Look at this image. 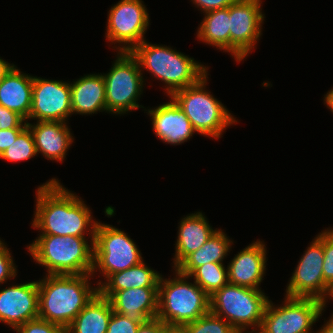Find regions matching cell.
Here are the masks:
<instances>
[{
	"instance_id": "41",
	"label": "cell",
	"mask_w": 333,
	"mask_h": 333,
	"mask_svg": "<svg viewBox=\"0 0 333 333\" xmlns=\"http://www.w3.org/2000/svg\"><path fill=\"white\" fill-rule=\"evenodd\" d=\"M328 299L330 300H333V286L330 288V290H329V294H328V296H327V298H326V301L324 302V307H326V304H327V302H328Z\"/></svg>"
},
{
	"instance_id": "32",
	"label": "cell",
	"mask_w": 333,
	"mask_h": 333,
	"mask_svg": "<svg viewBox=\"0 0 333 333\" xmlns=\"http://www.w3.org/2000/svg\"><path fill=\"white\" fill-rule=\"evenodd\" d=\"M16 267L9 248L0 239V284L16 277L18 273Z\"/></svg>"
},
{
	"instance_id": "3",
	"label": "cell",
	"mask_w": 333,
	"mask_h": 333,
	"mask_svg": "<svg viewBox=\"0 0 333 333\" xmlns=\"http://www.w3.org/2000/svg\"><path fill=\"white\" fill-rule=\"evenodd\" d=\"M131 53L136 57L141 71H149L152 77L165 84V93L173 92L197 83L208 73L209 67L172 47L151 44L144 40Z\"/></svg>"
},
{
	"instance_id": "18",
	"label": "cell",
	"mask_w": 333,
	"mask_h": 333,
	"mask_svg": "<svg viewBox=\"0 0 333 333\" xmlns=\"http://www.w3.org/2000/svg\"><path fill=\"white\" fill-rule=\"evenodd\" d=\"M108 299L114 312L140 324L157 317L158 287L120 290L114 292Z\"/></svg>"
},
{
	"instance_id": "13",
	"label": "cell",
	"mask_w": 333,
	"mask_h": 333,
	"mask_svg": "<svg viewBox=\"0 0 333 333\" xmlns=\"http://www.w3.org/2000/svg\"><path fill=\"white\" fill-rule=\"evenodd\" d=\"M262 0H237L229 6L230 54L240 62L256 47L265 15Z\"/></svg>"
},
{
	"instance_id": "21",
	"label": "cell",
	"mask_w": 333,
	"mask_h": 333,
	"mask_svg": "<svg viewBox=\"0 0 333 333\" xmlns=\"http://www.w3.org/2000/svg\"><path fill=\"white\" fill-rule=\"evenodd\" d=\"M72 114L106 112L105 81L102 74H87L70 83Z\"/></svg>"
},
{
	"instance_id": "16",
	"label": "cell",
	"mask_w": 333,
	"mask_h": 333,
	"mask_svg": "<svg viewBox=\"0 0 333 333\" xmlns=\"http://www.w3.org/2000/svg\"><path fill=\"white\" fill-rule=\"evenodd\" d=\"M169 102L147 111L151 117L153 131L163 143L180 145L196 133L185 112L171 98Z\"/></svg>"
},
{
	"instance_id": "40",
	"label": "cell",
	"mask_w": 333,
	"mask_h": 333,
	"mask_svg": "<svg viewBox=\"0 0 333 333\" xmlns=\"http://www.w3.org/2000/svg\"><path fill=\"white\" fill-rule=\"evenodd\" d=\"M324 104H326L327 108L331 110L333 113V88L330 89L327 94L324 95Z\"/></svg>"
},
{
	"instance_id": "25",
	"label": "cell",
	"mask_w": 333,
	"mask_h": 333,
	"mask_svg": "<svg viewBox=\"0 0 333 333\" xmlns=\"http://www.w3.org/2000/svg\"><path fill=\"white\" fill-rule=\"evenodd\" d=\"M228 237L223 230L218 229L202 247L188 255L175 269L189 276L197 267L207 263H223L233 244V240Z\"/></svg>"
},
{
	"instance_id": "33",
	"label": "cell",
	"mask_w": 333,
	"mask_h": 333,
	"mask_svg": "<svg viewBox=\"0 0 333 333\" xmlns=\"http://www.w3.org/2000/svg\"><path fill=\"white\" fill-rule=\"evenodd\" d=\"M141 324L113 311L106 333H137Z\"/></svg>"
},
{
	"instance_id": "15",
	"label": "cell",
	"mask_w": 333,
	"mask_h": 333,
	"mask_svg": "<svg viewBox=\"0 0 333 333\" xmlns=\"http://www.w3.org/2000/svg\"><path fill=\"white\" fill-rule=\"evenodd\" d=\"M38 281L11 285L0 290V322L16 329L27 321L38 318Z\"/></svg>"
},
{
	"instance_id": "23",
	"label": "cell",
	"mask_w": 333,
	"mask_h": 333,
	"mask_svg": "<svg viewBox=\"0 0 333 333\" xmlns=\"http://www.w3.org/2000/svg\"><path fill=\"white\" fill-rule=\"evenodd\" d=\"M161 274L141 261L124 271L111 274L106 280L97 282L99 293L109 298L114 292L129 288L158 287Z\"/></svg>"
},
{
	"instance_id": "42",
	"label": "cell",
	"mask_w": 333,
	"mask_h": 333,
	"mask_svg": "<svg viewBox=\"0 0 333 333\" xmlns=\"http://www.w3.org/2000/svg\"><path fill=\"white\" fill-rule=\"evenodd\" d=\"M169 333H185L181 328H172Z\"/></svg>"
},
{
	"instance_id": "10",
	"label": "cell",
	"mask_w": 333,
	"mask_h": 333,
	"mask_svg": "<svg viewBox=\"0 0 333 333\" xmlns=\"http://www.w3.org/2000/svg\"><path fill=\"white\" fill-rule=\"evenodd\" d=\"M284 298L278 306L269 299L256 333H315L312 326L322 316L324 303L313 298Z\"/></svg>"
},
{
	"instance_id": "27",
	"label": "cell",
	"mask_w": 333,
	"mask_h": 333,
	"mask_svg": "<svg viewBox=\"0 0 333 333\" xmlns=\"http://www.w3.org/2000/svg\"><path fill=\"white\" fill-rule=\"evenodd\" d=\"M189 277L211 296L228 283V267L223 263H207L197 267Z\"/></svg>"
},
{
	"instance_id": "34",
	"label": "cell",
	"mask_w": 333,
	"mask_h": 333,
	"mask_svg": "<svg viewBox=\"0 0 333 333\" xmlns=\"http://www.w3.org/2000/svg\"><path fill=\"white\" fill-rule=\"evenodd\" d=\"M26 127L27 121L21 115L0 105V130Z\"/></svg>"
},
{
	"instance_id": "7",
	"label": "cell",
	"mask_w": 333,
	"mask_h": 333,
	"mask_svg": "<svg viewBox=\"0 0 333 333\" xmlns=\"http://www.w3.org/2000/svg\"><path fill=\"white\" fill-rule=\"evenodd\" d=\"M210 312L240 332L256 333L269 301L263 290L227 283L209 298ZM253 328L252 331H247Z\"/></svg>"
},
{
	"instance_id": "26",
	"label": "cell",
	"mask_w": 333,
	"mask_h": 333,
	"mask_svg": "<svg viewBox=\"0 0 333 333\" xmlns=\"http://www.w3.org/2000/svg\"><path fill=\"white\" fill-rule=\"evenodd\" d=\"M204 18L197 30V38L217 50L230 53L229 6L224 9L204 13Z\"/></svg>"
},
{
	"instance_id": "11",
	"label": "cell",
	"mask_w": 333,
	"mask_h": 333,
	"mask_svg": "<svg viewBox=\"0 0 333 333\" xmlns=\"http://www.w3.org/2000/svg\"><path fill=\"white\" fill-rule=\"evenodd\" d=\"M147 8L142 0H120L108 12L106 40L114 50L131 52L142 43L150 24ZM123 44V45H122Z\"/></svg>"
},
{
	"instance_id": "6",
	"label": "cell",
	"mask_w": 333,
	"mask_h": 333,
	"mask_svg": "<svg viewBox=\"0 0 333 333\" xmlns=\"http://www.w3.org/2000/svg\"><path fill=\"white\" fill-rule=\"evenodd\" d=\"M208 73L197 83L173 92L171 97L181 108L198 134L219 139L226 128L237 123L234 115L206 90Z\"/></svg>"
},
{
	"instance_id": "12",
	"label": "cell",
	"mask_w": 333,
	"mask_h": 333,
	"mask_svg": "<svg viewBox=\"0 0 333 333\" xmlns=\"http://www.w3.org/2000/svg\"><path fill=\"white\" fill-rule=\"evenodd\" d=\"M298 261L286 286L287 297L313 298L326 301L330 287L324 281L322 231L310 243Z\"/></svg>"
},
{
	"instance_id": "24",
	"label": "cell",
	"mask_w": 333,
	"mask_h": 333,
	"mask_svg": "<svg viewBox=\"0 0 333 333\" xmlns=\"http://www.w3.org/2000/svg\"><path fill=\"white\" fill-rule=\"evenodd\" d=\"M113 309L99 292L66 328V333H106Z\"/></svg>"
},
{
	"instance_id": "39",
	"label": "cell",
	"mask_w": 333,
	"mask_h": 333,
	"mask_svg": "<svg viewBox=\"0 0 333 333\" xmlns=\"http://www.w3.org/2000/svg\"><path fill=\"white\" fill-rule=\"evenodd\" d=\"M315 333H333V313L330 319L324 323L319 331H315Z\"/></svg>"
},
{
	"instance_id": "35",
	"label": "cell",
	"mask_w": 333,
	"mask_h": 333,
	"mask_svg": "<svg viewBox=\"0 0 333 333\" xmlns=\"http://www.w3.org/2000/svg\"><path fill=\"white\" fill-rule=\"evenodd\" d=\"M196 8L206 13L212 10L224 9L235 3L237 0H191Z\"/></svg>"
},
{
	"instance_id": "14",
	"label": "cell",
	"mask_w": 333,
	"mask_h": 333,
	"mask_svg": "<svg viewBox=\"0 0 333 333\" xmlns=\"http://www.w3.org/2000/svg\"><path fill=\"white\" fill-rule=\"evenodd\" d=\"M71 115L70 82L33 76L32 105L28 120L67 122Z\"/></svg>"
},
{
	"instance_id": "9",
	"label": "cell",
	"mask_w": 333,
	"mask_h": 333,
	"mask_svg": "<svg viewBox=\"0 0 333 333\" xmlns=\"http://www.w3.org/2000/svg\"><path fill=\"white\" fill-rule=\"evenodd\" d=\"M143 260L141 251L127 233L112 225L97 223L92 276L99 271L106 280L111 274L124 271Z\"/></svg>"
},
{
	"instance_id": "8",
	"label": "cell",
	"mask_w": 333,
	"mask_h": 333,
	"mask_svg": "<svg viewBox=\"0 0 333 333\" xmlns=\"http://www.w3.org/2000/svg\"><path fill=\"white\" fill-rule=\"evenodd\" d=\"M138 60L131 52L118 51L108 73L102 74L105 81L106 112L126 114L145 108L138 103L145 80Z\"/></svg>"
},
{
	"instance_id": "4",
	"label": "cell",
	"mask_w": 333,
	"mask_h": 333,
	"mask_svg": "<svg viewBox=\"0 0 333 333\" xmlns=\"http://www.w3.org/2000/svg\"><path fill=\"white\" fill-rule=\"evenodd\" d=\"M27 249L46 274H91L93 269L94 243L86 237L39 235Z\"/></svg>"
},
{
	"instance_id": "30",
	"label": "cell",
	"mask_w": 333,
	"mask_h": 333,
	"mask_svg": "<svg viewBox=\"0 0 333 333\" xmlns=\"http://www.w3.org/2000/svg\"><path fill=\"white\" fill-rule=\"evenodd\" d=\"M322 246L324 281L331 288L333 286V228L322 231Z\"/></svg>"
},
{
	"instance_id": "1",
	"label": "cell",
	"mask_w": 333,
	"mask_h": 333,
	"mask_svg": "<svg viewBox=\"0 0 333 333\" xmlns=\"http://www.w3.org/2000/svg\"><path fill=\"white\" fill-rule=\"evenodd\" d=\"M35 198L32 227L41 231L38 235L86 237V234L94 243L98 221L93 220L82 198L63 187L58 179L40 185Z\"/></svg>"
},
{
	"instance_id": "37",
	"label": "cell",
	"mask_w": 333,
	"mask_h": 333,
	"mask_svg": "<svg viewBox=\"0 0 333 333\" xmlns=\"http://www.w3.org/2000/svg\"><path fill=\"white\" fill-rule=\"evenodd\" d=\"M25 128H13L0 130V155L8 148L12 142H15L18 135Z\"/></svg>"
},
{
	"instance_id": "22",
	"label": "cell",
	"mask_w": 333,
	"mask_h": 333,
	"mask_svg": "<svg viewBox=\"0 0 333 333\" xmlns=\"http://www.w3.org/2000/svg\"><path fill=\"white\" fill-rule=\"evenodd\" d=\"M33 76L13 66L0 84V105L21 115L27 122L32 105Z\"/></svg>"
},
{
	"instance_id": "36",
	"label": "cell",
	"mask_w": 333,
	"mask_h": 333,
	"mask_svg": "<svg viewBox=\"0 0 333 333\" xmlns=\"http://www.w3.org/2000/svg\"><path fill=\"white\" fill-rule=\"evenodd\" d=\"M171 329L158 318H155L141 324L137 333H169Z\"/></svg>"
},
{
	"instance_id": "29",
	"label": "cell",
	"mask_w": 333,
	"mask_h": 333,
	"mask_svg": "<svg viewBox=\"0 0 333 333\" xmlns=\"http://www.w3.org/2000/svg\"><path fill=\"white\" fill-rule=\"evenodd\" d=\"M181 329L185 333H239L226 320L210 311Z\"/></svg>"
},
{
	"instance_id": "19",
	"label": "cell",
	"mask_w": 333,
	"mask_h": 333,
	"mask_svg": "<svg viewBox=\"0 0 333 333\" xmlns=\"http://www.w3.org/2000/svg\"><path fill=\"white\" fill-rule=\"evenodd\" d=\"M27 126L33 134L37 154L62 163L74 141L67 122L36 121L35 124L27 122Z\"/></svg>"
},
{
	"instance_id": "20",
	"label": "cell",
	"mask_w": 333,
	"mask_h": 333,
	"mask_svg": "<svg viewBox=\"0 0 333 333\" xmlns=\"http://www.w3.org/2000/svg\"><path fill=\"white\" fill-rule=\"evenodd\" d=\"M178 238L175 243L173 269L188 255L197 251L218 230L213 229L202 212H195L182 218L178 226Z\"/></svg>"
},
{
	"instance_id": "17",
	"label": "cell",
	"mask_w": 333,
	"mask_h": 333,
	"mask_svg": "<svg viewBox=\"0 0 333 333\" xmlns=\"http://www.w3.org/2000/svg\"><path fill=\"white\" fill-rule=\"evenodd\" d=\"M263 242L257 239L231 259L227 265L229 283L247 288H260L267 270V250Z\"/></svg>"
},
{
	"instance_id": "2",
	"label": "cell",
	"mask_w": 333,
	"mask_h": 333,
	"mask_svg": "<svg viewBox=\"0 0 333 333\" xmlns=\"http://www.w3.org/2000/svg\"><path fill=\"white\" fill-rule=\"evenodd\" d=\"M38 280V318L67 328L99 292L91 286L92 274H46Z\"/></svg>"
},
{
	"instance_id": "31",
	"label": "cell",
	"mask_w": 333,
	"mask_h": 333,
	"mask_svg": "<svg viewBox=\"0 0 333 333\" xmlns=\"http://www.w3.org/2000/svg\"><path fill=\"white\" fill-rule=\"evenodd\" d=\"M16 333H66V329L49 321L36 318L14 329Z\"/></svg>"
},
{
	"instance_id": "38",
	"label": "cell",
	"mask_w": 333,
	"mask_h": 333,
	"mask_svg": "<svg viewBox=\"0 0 333 333\" xmlns=\"http://www.w3.org/2000/svg\"><path fill=\"white\" fill-rule=\"evenodd\" d=\"M13 66L14 64H10L0 57V84Z\"/></svg>"
},
{
	"instance_id": "28",
	"label": "cell",
	"mask_w": 333,
	"mask_h": 333,
	"mask_svg": "<svg viewBox=\"0 0 333 333\" xmlns=\"http://www.w3.org/2000/svg\"><path fill=\"white\" fill-rule=\"evenodd\" d=\"M37 155L35 141L30 128L27 126L16 138L15 142L6 148L0 159L9 162L26 161Z\"/></svg>"
},
{
	"instance_id": "5",
	"label": "cell",
	"mask_w": 333,
	"mask_h": 333,
	"mask_svg": "<svg viewBox=\"0 0 333 333\" xmlns=\"http://www.w3.org/2000/svg\"><path fill=\"white\" fill-rule=\"evenodd\" d=\"M174 278L160 276L157 317L170 328H182L210 311V296L176 269Z\"/></svg>"
}]
</instances>
